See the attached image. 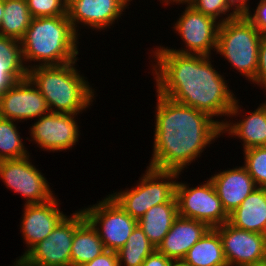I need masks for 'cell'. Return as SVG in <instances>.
Here are the masks:
<instances>
[{
	"mask_svg": "<svg viewBox=\"0 0 266 266\" xmlns=\"http://www.w3.org/2000/svg\"><path fill=\"white\" fill-rule=\"evenodd\" d=\"M252 83L255 86L258 85L261 89H264L263 91L266 95V36L261 38L258 54V67Z\"/></svg>",
	"mask_w": 266,
	"mask_h": 266,
	"instance_id": "1f68e13d",
	"label": "cell"
},
{
	"mask_svg": "<svg viewBox=\"0 0 266 266\" xmlns=\"http://www.w3.org/2000/svg\"><path fill=\"white\" fill-rule=\"evenodd\" d=\"M262 37L245 15H238L219 25L216 53L251 83L256 76Z\"/></svg>",
	"mask_w": 266,
	"mask_h": 266,
	"instance_id": "5b68a950",
	"label": "cell"
},
{
	"mask_svg": "<svg viewBox=\"0 0 266 266\" xmlns=\"http://www.w3.org/2000/svg\"><path fill=\"white\" fill-rule=\"evenodd\" d=\"M33 18L67 15L68 0H26Z\"/></svg>",
	"mask_w": 266,
	"mask_h": 266,
	"instance_id": "f546056e",
	"label": "cell"
},
{
	"mask_svg": "<svg viewBox=\"0 0 266 266\" xmlns=\"http://www.w3.org/2000/svg\"><path fill=\"white\" fill-rule=\"evenodd\" d=\"M255 266H266V259L263 261H260L258 264H256Z\"/></svg>",
	"mask_w": 266,
	"mask_h": 266,
	"instance_id": "f35d334b",
	"label": "cell"
},
{
	"mask_svg": "<svg viewBox=\"0 0 266 266\" xmlns=\"http://www.w3.org/2000/svg\"><path fill=\"white\" fill-rule=\"evenodd\" d=\"M256 4L255 10L249 9L245 16L263 36H266V0H259Z\"/></svg>",
	"mask_w": 266,
	"mask_h": 266,
	"instance_id": "4dcf8cb0",
	"label": "cell"
},
{
	"mask_svg": "<svg viewBox=\"0 0 266 266\" xmlns=\"http://www.w3.org/2000/svg\"><path fill=\"white\" fill-rule=\"evenodd\" d=\"M214 229L221 238L228 266H255L266 259V242L262 233L242 230L229 222Z\"/></svg>",
	"mask_w": 266,
	"mask_h": 266,
	"instance_id": "5bb4252c",
	"label": "cell"
},
{
	"mask_svg": "<svg viewBox=\"0 0 266 266\" xmlns=\"http://www.w3.org/2000/svg\"><path fill=\"white\" fill-rule=\"evenodd\" d=\"M174 1H186V0H166V5L170 2H174Z\"/></svg>",
	"mask_w": 266,
	"mask_h": 266,
	"instance_id": "60d3db41",
	"label": "cell"
},
{
	"mask_svg": "<svg viewBox=\"0 0 266 266\" xmlns=\"http://www.w3.org/2000/svg\"><path fill=\"white\" fill-rule=\"evenodd\" d=\"M209 229L203 222L178 216L156 249L172 260L183 259Z\"/></svg>",
	"mask_w": 266,
	"mask_h": 266,
	"instance_id": "d6986e66",
	"label": "cell"
},
{
	"mask_svg": "<svg viewBox=\"0 0 266 266\" xmlns=\"http://www.w3.org/2000/svg\"><path fill=\"white\" fill-rule=\"evenodd\" d=\"M190 266H228L219 233L208 232L186 253L183 258Z\"/></svg>",
	"mask_w": 266,
	"mask_h": 266,
	"instance_id": "7402d4cb",
	"label": "cell"
},
{
	"mask_svg": "<svg viewBox=\"0 0 266 266\" xmlns=\"http://www.w3.org/2000/svg\"><path fill=\"white\" fill-rule=\"evenodd\" d=\"M209 179L228 215L238 208L244 199L257 188L243 165L219 171L211 175Z\"/></svg>",
	"mask_w": 266,
	"mask_h": 266,
	"instance_id": "ac0fdd59",
	"label": "cell"
},
{
	"mask_svg": "<svg viewBox=\"0 0 266 266\" xmlns=\"http://www.w3.org/2000/svg\"><path fill=\"white\" fill-rule=\"evenodd\" d=\"M82 266H119L117 252L105 250L98 257Z\"/></svg>",
	"mask_w": 266,
	"mask_h": 266,
	"instance_id": "836d02e7",
	"label": "cell"
},
{
	"mask_svg": "<svg viewBox=\"0 0 266 266\" xmlns=\"http://www.w3.org/2000/svg\"><path fill=\"white\" fill-rule=\"evenodd\" d=\"M105 251L97 230L86 219L74 233L70 266H82Z\"/></svg>",
	"mask_w": 266,
	"mask_h": 266,
	"instance_id": "603a6c76",
	"label": "cell"
},
{
	"mask_svg": "<svg viewBox=\"0 0 266 266\" xmlns=\"http://www.w3.org/2000/svg\"><path fill=\"white\" fill-rule=\"evenodd\" d=\"M244 167L257 187L266 188V146L242 150Z\"/></svg>",
	"mask_w": 266,
	"mask_h": 266,
	"instance_id": "4316f807",
	"label": "cell"
},
{
	"mask_svg": "<svg viewBox=\"0 0 266 266\" xmlns=\"http://www.w3.org/2000/svg\"><path fill=\"white\" fill-rule=\"evenodd\" d=\"M48 113L47 101L28 77L14 82L0 94V117L3 119L19 123Z\"/></svg>",
	"mask_w": 266,
	"mask_h": 266,
	"instance_id": "4fadbf2b",
	"label": "cell"
},
{
	"mask_svg": "<svg viewBox=\"0 0 266 266\" xmlns=\"http://www.w3.org/2000/svg\"><path fill=\"white\" fill-rule=\"evenodd\" d=\"M240 106H242L240 99L237 98L228 119L222 125V135L228 134V136L240 139L239 141L243 142L242 150L266 146V102H262L253 112L252 110L251 112L248 111V115L245 111V116L242 115L244 110H241L242 107ZM239 115L243 117L239 121L236 122L232 119Z\"/></svg>",
	"mask_w": 266,
	"mask_h": 266,
	"instance_id": "e0dca14e",
	"label": "cell"
},
{
	"mask_svg": "<svg viewBox=\"0 0 266 266\" xmlns=\"http://www.w3.org/2000/svg\"><path fill=\"white\" fill-rule=\"evenodd\" d=\"M129 5L127 0H68L67 16L78 35L79 25L101 32L118 23Z\"/></svg>",
	"mask_w": 266,
	"mask_h": 266,
	"instance_id": "9a60e30c",
	"label": "cell"
},
{
	"mask_svg": "<svg viewBox=\"0 0 266 266\" xmlns=\"http://www.w3.org/2000/svg\"><path fill=\"white\" fill-rule=\"evenodd\" d=\"M76 62L28 70L27 77L44 96L52 113L82 114L96 99V89L78 72Z\"/></svg>",
	"mask_w": 266,
	"mask_h": 266,
	"instance_id": "277c9868",
	"label": "cell"
},
{
	"mask_svg": "<svg viewBox=\"0 0 266 266\" xmlns=\"http://www.w3.org/2000/svg\"><path fill=\"white\" fill-rule=\"evenodd\" d=\"M178 216L177 201L174 197L168 203L151 207L138 220V226L143 230L152 245L157 248Z\"/></svg>",
	"mask_w": 266,
	"mask_h": 266,
	"instance_id": "44dd1931",
	"label": "cell"
},
{
	"mask_svg": "<svg viewBox=\"0 0 266 266\" xmlns=\"http://www.w3.org/2000/svg\"><path fill=\"white\" fill-rule=\"evenodd\" d=\"M181 173L146 168L136 186L109 194L132 218L139 220L151 207L170 202Z\"/></svg>",
	"mask_w": 266,
	"mask_h": 266,
	"instance_id": "8992f818",
	"label": "cell"
},
{
	"mask_svg": "<svg viewBox=\"0 0 266 266\" xmlns=\"http://www.w3.org/2000/svg\"><path fill=\"white\" fill-rule=\"evenodd\" d=\"M169 266H190L187 262H185L183 259L180 260H171Z\"/></svg>",
	"mask_w": 266,
	"mask_h": 266,
	"instance_id": "8d00e7d4",
	"label": "cell"
},
{
	"mask_svg": "<svg viewBox=\"0 0 266 266\" xmlns=\"http://www.w3.org/2000/svg\"><path fill=\"white\" fill-rule=\"evenodd\" d=\"M16 125V121L0 117V161L30 155Z\"/></svg>",
	"mask_w": 266,
	"mask_h": 266,
	"instance_id": "484cf974",
	"label": "cell"
},
{
	"mask_svg": "<svg viewBox=\"0 0 266 266\" xmlns=\"http://www.w3.org/2000/svg\"><path fill=\"white\" fill-rule=\"evenodd\" d=\"M82 210L97 230L105 250L118 252L138 225V220L132 218L109 194Z\"/></svg>",
	"mask_w": 266,
	"mask_h": 266,
	"instance_id": "30bf717a",
	"label": "cell"
},
{
	"mask_svg": "<svg viewBox=\"0 0 266 266\" xmlns=\"http://www.w3.org/2000/svg\"><path fill=\"white\" fill-rule=\"evenodd\" d=\"M32 19L26 0H4L0 35L21 40Z\"/></svg>",
	"mask_w": 266,
	"mask_h": 266,
	"instance_id": "cb8c5ba5",
	"label": "cell"
},
{
	"mask_svg": "<svg viewBox=\"0 0 266 266\" xmlns=\"http://www.w3.org/2000/svg\"><path fill=\"white\" fill-rule=\"evenodd\" d=\"M127 1L130 3V2L133 1V0H127ZM159 1H160V3L162 2L161 4H163V6L166 5V0H159ZM164 3H165V5H164Z\"/></svg>",
	"mask_w": 266,
	"mask_h": 266,
	"instance_id": "ab89813d",
	"label": "cell"
},
{
	"mask_svg": "<svg viewBox=\"0 0 266 266\" xmlns=\"http://www.w3.org/2000/svg\"><path fill=\"white\" fill-rule=\"evenodd\" d=\"M172 259L155 249L143 262L142 266H169Z\"/></svg>",
	"mask_w": 266,
	"mask_h": 266,
	"instance_id": "e575fe53",
	"label": "cell"
},
{
	"mask_svg": "<svg viewBox=\"0 0 266 266\" xmlns=\"http://www.w3.org/2000/svg\"><path fill=\"white\" fill-rule=\"evenodd\" d=\"M186 2L191 5L196 11L212 17L220 24L238 16L228 6L226 0H186Z\"/></svg>",
	"mask_w": 266,
	"mask_h": 266,
	"instance_id": "f1b7e54d",
	"label": "cell"
},
{
	"mask_svg": "<svg viewBox=\"0 0 266 266\" xmlns=\"http://www.w3.org/2000/svg\"><path fill=\"white\" fill-rule=\"evenodd\" d=\"M156 96L154 141L148 167L181 173L222 136V126L203 111L159 93Z\"/></svg>",
	"mask_w": 266,
	"mask_h": 266,
	"instance_id": "7a4b0ae2",
	"label": "cell"
},
{
	"mask_svg": "<svg viewBox=\"0 0 266 266\" xmlns=\"http://www.w3.org/2000/svg\"><path fill=\"white\" fill-rule=\"evenodd\" d=\"M79 114L48 113L37 118L30 126V138L42 151L61 152L72 149L79 142L81 130ZM77 116V117H76ZM77 119V120H76Z\"/></svg>",
	"mask_w": 266,
	"mask_h": 266,
	"instance_id": "7c38bea8",
	"label": "cell"
},
{
	"mask_svg": "<svg viewBox=\"0 0 266 266\" xmlns=\"http://www.w3.org/2000/svg\"><path fill=\"white\" fill-rule=\"evenodd\" d=\"M22 77L27 78L28 68L25 65L20 40L0 35V58Z\"/></svg>",
	"mask_w": 266,
	"mask_h": 266,
	"instance_id": "83f0119b",
	"label": "cell"
},
{
	"mask_svg": "<svg viewBox=\"0 0 266 266\" xmlns=\"http://www.w3.org/2000/svg\"><path fill=\"white\" fill-rule=\"evenodd\" d=\"M22 77L5 61L0 58V94L8 89L14 82L21 80Z\"/></svg>",
	"mask_w": 266,
	"mask_h": 266,
	"instance_id": "d6a6232c",
	"label": "cell"
},
{
	"mask_svg": "<svg viewBox=\"0 0 266 266\" xmlns=\"http://www.w3.org/2000/svg\"><path fill=\"white\" fill-rule=\"evenodd\" d=\"M30 157L0 161L1 181L7 189L24 196V205L44 203L55 197L47 178Z\"/></svg>",
	"mask_w": 266,
	"mask_h": 266,
	"instance_id": "8fae6325",
	"label": "cell"
},
{
	"mask_svg": "<svg viewBox=\"0 0 266 266\" xmlns=\"http://www.w3.org/2000/svg\"><path fill=\"white\" fill-rule=\"evenodd\" d=\"M228 6L237 14L245 15L250 9V0H226ZM249 1V2H248Z\"/></svg>",
	"mask_w": 266,
	"mask_h": 266,
	"instance_id": "d590c367",
	"label": "cell"
},
{
	"mask_svg": "<svg viewBox=\"0 0 266 266\" xmlns=\"http://www.w3.org/2000/svg\"><path fill=\"white\" fill-rule=\"evenodd\" d=\"M79 37L67 15L33 18L20 40L26 67L29 70L79 60Z\"/></svg>",
	"mask_w": 266,
	"mask_h": 266,
	"instance_id": "3957f363",
	"label": "cell"
},
{
	"mask_svg": "<svg viewBox=\"0 0 266 266\" xmlns=\"http://www.w3.org/2000/svg\"><path fill=\"white\" fill-rule=\"evenodd\" d=\"M59 199H53L39 204L24 205L20 232H22L23 243L26 250L23 255L17 257L13 263L15 265L33 246L46 239L58 224L67 216L59 209Z\"/></svg>",
	"mask_w": 266,
	"mask_h": 266,
	"instance_id": "2e32d148",
	"label": "cell"
},
{
	"mask_svg": "<svg viewBox=\"0 0 266 266\" xmlns=\"http://www.w3.org/2000/svg\"><path fill=\"white\" fill-rule=\"evenodd\" d=\"M236 228L263 233L266 227V188L257 187L241 205L229 214V221Z\"/></svg>",
	"mask_w": 266,
	"mask_h": 266,
	"instance_id": "ffe728a7",
	"label": "cell"
},
{
	"mask_svg": "<svg viewBox=\"0 0 266 266\" xmlns=\"http://www.w3.org/2000/svg\"><path fill=\"white\" fill-rule=\"evenodd\" d=\"M152 49L149 54L155 60L150 66L156 93L203 111L222 126L237 97L224 74L212 65V56L181 54L164 45ZM222 116L225 119H216Z\"/></svg>",
	"mask_w": 266,
	"mask_h": 266,
	"instance_id": "6da1fadb",
	"label": "cell"
},
{
	"mask_svg": "<svg viewBox=\"0 0 266 266\" xmlns=\"http://www.w3.org/2000/svg\"><path fill=\"white\" fill-rule=\"evenodd\" d=\"M86 220L82 209L67 215L51 234L33 246L16 266H70L75 230Z\"/></svg>",
	"mask_w": 266,
	"mask_h": 266,
	"instance_id": "52a82bcc",
	"label": "cell"
},
{
	"mask_svg": "<svg viewBox=\"0 0 266 266\" xmlns=\"http://www.w3.org/2000/svg\"><path fill=\"white\" fill-rule=\"evenodd\" d=\"M156 248L137 225L125 245L117 252L119 266H142Z\"/></svg>",
	"mask_w": 266,
	"mask_h": 266,
	"instance_id": "d4e9b609",
	"label": "cell"
},
{
	"mask_svg": "<svg viewBox=\"0 0 266 266\" xmlns=\"http://www.w3.org/2000/svg\"><path fill=\"white\" fill-rule=\"evenodd\" d=\"M183 182L177 180L175 187L179 216L198 220L209 228L219 227L229 221V215L210 179L195 187Z\"/></svg>",
	"mask_w": 266,
	"mask_h": 266,
	"instance_id": "9c48e42d",
	"label": "cell"
},
{
	"mask_svg": "<svg viewBox=\"0 0 266 266\" xmlns=\"http://www.w3.org/2000/svg\"><path fill=\"white\" fill-rule=\"evenodd\" d=\"M3 13H4V0H0V26L2 24Z\"/></svg>",
	"mask_w": 266,
	"mask_h": 266,
	"instance_id": "74e56055",
	"label": "cell"
},
{
	"mask_svg": "<svg viewBox=\"0 0 266 266\" xmlns=\"http://www.w3.org/2000/svg\"><path fill=\"white\" fill-rule=\"evenodd\" d=\"M186 5L180 18L173 24V31L180 36L185 44L183 48H165L181 54L212 56L216 51L218 28L220 23L196 11L186 1H174L170 5ZM186 47V48H184Z\"/></svg>",
	"mask_w": 266,
	"mask_h": 266,
	"instance_id": "ba28073f",
	"label": "cell"
},
{
	"mask_svg": "<svg viewBox=\"0 0 266 266\" xmlns=\"http://www.w3.org/2000/svg\"><path fill=\"white\" fill-rule=\"evenodd\" d=\"M262 235H263V237L265 239V242H266V227H265L264 232L262 233Z\"/></svg>",
	"mask_w": 266,
	"mask_h": 266,
	"instance_id": "b9f144b4",
	"label": "cell"
}]
</instances>
